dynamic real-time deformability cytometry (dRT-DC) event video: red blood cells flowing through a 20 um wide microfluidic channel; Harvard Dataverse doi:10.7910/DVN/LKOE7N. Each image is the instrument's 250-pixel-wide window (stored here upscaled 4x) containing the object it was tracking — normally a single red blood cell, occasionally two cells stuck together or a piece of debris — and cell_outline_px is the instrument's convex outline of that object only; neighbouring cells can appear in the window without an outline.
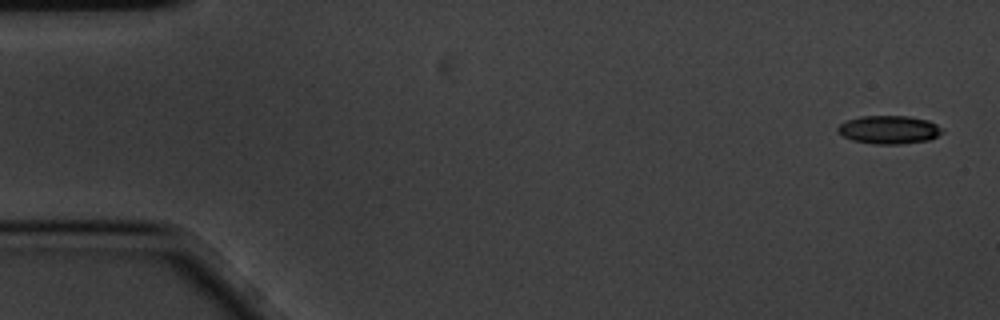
{"species": "common noctule bat (a hibernating species)", "species_latin": "Nyctalus noctula", "temperature_condition": "cold", "stored_images_in_passage": 5, "camera_frame_rate_fps": 3000, "um_per_image_px": 0.085, "animal": {"sex": "male", "body_mass_g": 20.1, "forearm_length_mm": 53.5}, "frame": {"image": 1, "passage_image": 1, "time_ms": 0.0, "image_size_px": [1000, 320], "cell_outline_px": [[944, 132], [928, 140], [900, 144], [876, 144], [852, 140], [836, 132], [836, 128], [840, 124], [848, 120], [860, 116], [908, 116], [928, 120], [944, 128]], "centroid_in_image_um": [75.57, 11.02], "position_along_channel_um": 9.4, "area_um2": 17.22}}
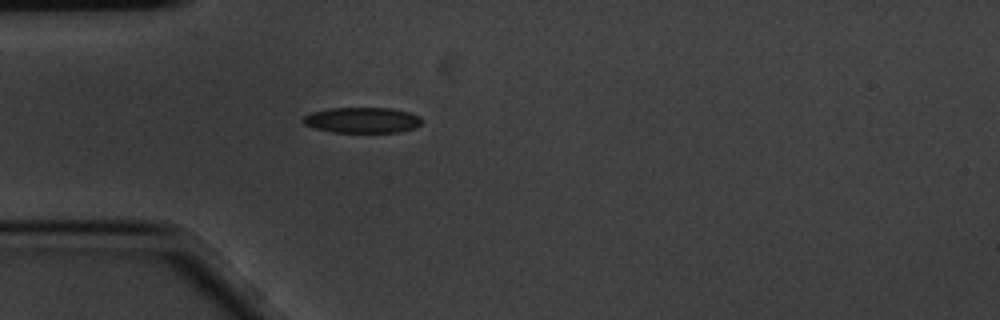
{"frame": {"image": 2, "passage_image": 5, "time_ms": 1.333, "image_size_px": [1000, 320], "cell_outline_px": [[420, 124], [412, 128], [400, 132], [332, 132], [316, 128], [304, 124], [300, 120], [304, 116], [312, 112], [332, 108], [392, 108], [408, 112], [420, 116]], "centroid_in_image_um": [30.76, 10.21], "position_along_channel_um": 54.2, "area_um2": 17.57}}